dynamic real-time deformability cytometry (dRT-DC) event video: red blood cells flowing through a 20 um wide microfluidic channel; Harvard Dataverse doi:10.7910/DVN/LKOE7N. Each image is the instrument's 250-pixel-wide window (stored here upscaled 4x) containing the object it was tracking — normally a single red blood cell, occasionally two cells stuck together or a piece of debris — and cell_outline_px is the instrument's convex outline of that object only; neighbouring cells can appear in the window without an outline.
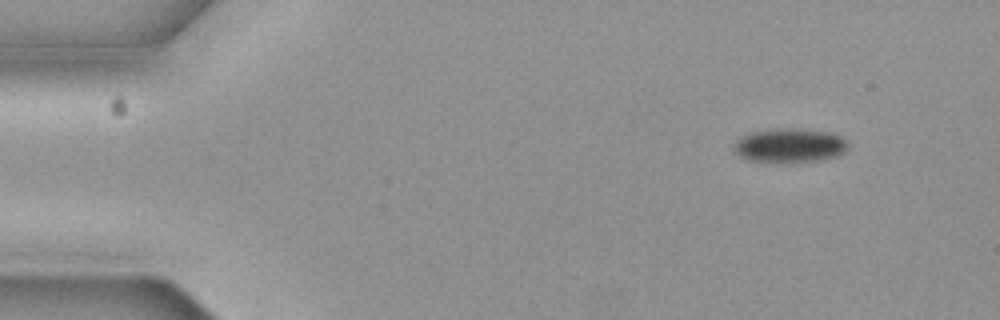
{"species": "common noctule bat (a hibernating species)", "species_latin": "Nyctalus noctula", "temperature_condition": "cold", "stored_images_in_passage": 5, "segment_of_instrument_passage": [1, 2], "camera_frame_rate_fps": 3000, "um_per_image_px": 0.085, "animal": {"sex": "female", "body_mass_g": 19.3, "forearm_length_mm": 54.1}, "frame": {"image": 1, "passage_image": 1, "time_ms": 0.0, "image_size_px": [1000, 320], "cell_outline_px": [[848, 148], [844, 152], [836, 156], [824, 160], [792, 164], [764, 164], [748, 160], [740, 156], [736, 152], [736, 140], [752, 132], [792, 128], [824, 132], [840, 136], [848, 144]], "centroid_in_image_um": [67.13, 12.44], "position_along_channel_um": 17.9, "area_um2": 22.95}}
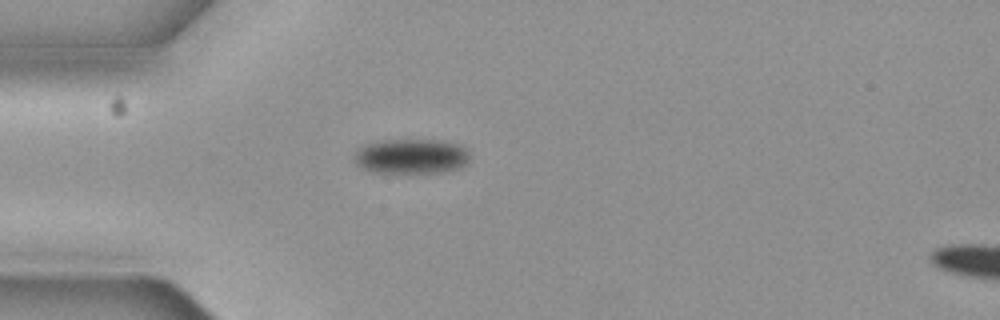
{"frame": {"image": 2, "passage_image": 4, "time_ms": 1.0, "image_size_px": [1000, 320], "cell_outline_px": [[468, 164], [460, 168], [444, 172], [368, 172], [360, 168], [356, 164], [356, 152], [360, 148], [368, 144], [384, 140], [436, 140], [460, 144], [468, 152]], "centroid_in_image_um": [34.98, 13.3], "position_along_channel_um": 50.0, "area_um2": 23.35}}